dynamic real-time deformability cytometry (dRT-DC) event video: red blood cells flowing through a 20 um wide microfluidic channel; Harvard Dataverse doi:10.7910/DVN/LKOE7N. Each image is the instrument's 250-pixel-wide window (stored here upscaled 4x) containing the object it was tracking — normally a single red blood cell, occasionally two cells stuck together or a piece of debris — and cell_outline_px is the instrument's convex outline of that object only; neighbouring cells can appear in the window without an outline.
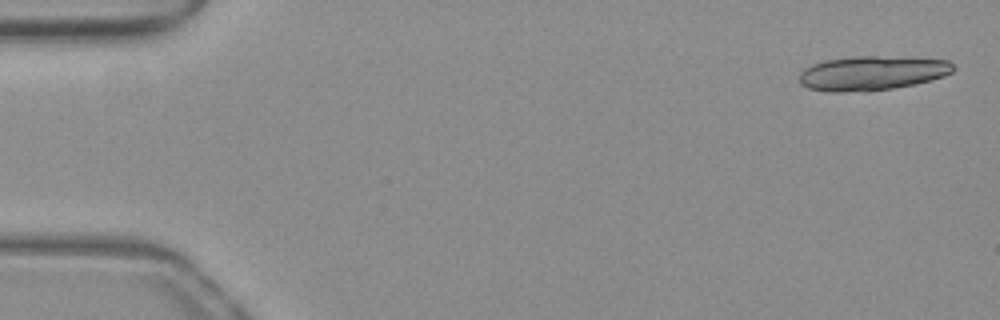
{"species": "common noctule bat (a hibernating species)", "species_latin": "Nyctalus noctula", "temperature_condition": "warm", "stored_images_in_passage": 16, "camera_frame_rate_fps": 3000, "um_per_image_px": 0.085, "animal": {"sex": "female", "body_mass_g": 19.3, "forearm_length_mm": 54.1}, "frame": {"image": 1, "passage_image": 1, "time_ms": 0.0, "image_size_px": [1000, 320], "cell_outline_px": [[956, 68], [952, 72], [944, 76], [932, 80], [892, 88], [868, 92], [828, 92], [808, 88], [800, 84], [800, 72], [804, 68], [812, 64], [824, 60], [856, 56], [876, 56], [948, 60]], "centroid_in_image_um": [74.09, 6.23], "position_along_channel_um": 10.9, "area_um2": 30.92}}